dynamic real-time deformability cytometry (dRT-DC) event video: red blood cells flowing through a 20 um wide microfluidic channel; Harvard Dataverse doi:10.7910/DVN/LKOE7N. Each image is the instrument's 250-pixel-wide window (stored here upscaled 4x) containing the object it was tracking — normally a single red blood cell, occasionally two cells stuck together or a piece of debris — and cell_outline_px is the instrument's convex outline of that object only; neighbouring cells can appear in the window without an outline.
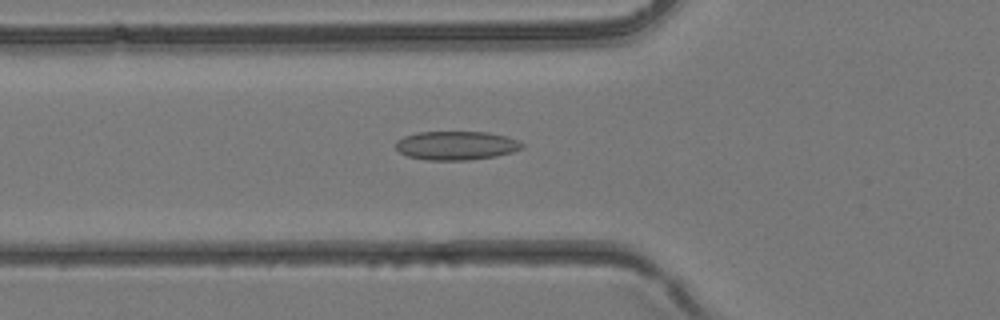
{"species": "common noctule bat (a hibernating species)", "species_latin": "Nyctalus noctula", "temperature_condition": "room temperature", "stored_images_in_passage": 40, "camera_frame_rate_fps": 3000, "um_per_image_px": 0.085, "animal": {"sex": "female", "body_mass_g": 24.6, "forearm_length_mm": 56.2}, "frame": {"image": 1, "passage_image": 14, "time_ms": 4.333, "image_size_px": [1000, 320], "cell_outline_px": [[524, 148], [512, 152], [496, 156], [468, 160], [428, 160], [408, 156], [400, 152], [396, 148], [396, 140], [404, 136], [416, 132], [488, 132], [520, 140], [524, 144]], "centroid_in_image_um": [38.8, 12.36], "position_along_channel_um": 87.0, "area_um2": 21.27}}
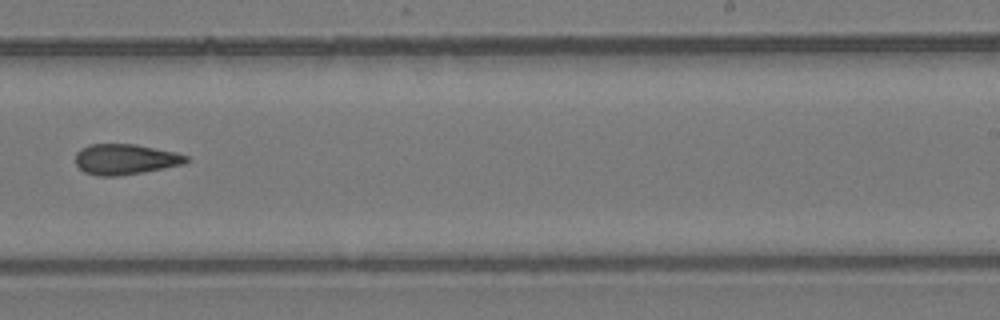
{"frame": {"image": 2, "passage_image": 25, "time_ms": 8.0, "image_size_px": [1000, 320], "cell_outline_px": [[192, 160], [184, 164], [144, 172], [116, 176], [96, 176], [84, 172], [76, 164], [76, 152], [80, 148], [88, 144], [136, 144], [176, 152], [188, 156]], "centroid_in_image_um": [10.67, 13.53], "position_along_channel_um": 278.3, "area_um2": 19.94}}
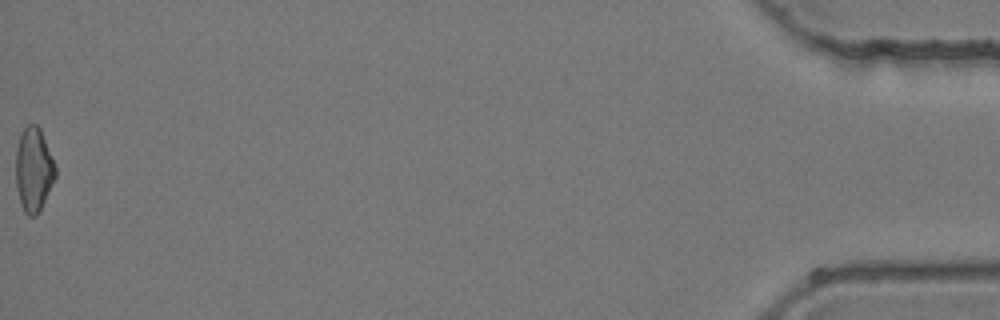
{"frame": {"image": 3, "passage_image": 40, "time_ms": 13.0, "image_size_px": [1000, 320], "cell_outline_px": [[56, 176], [36, 216], [28, 216], [24, 212], [16, 188], [16, 148], [20, 136], [24, 128], [28, 124], [36, 124], [40, 128], [56, 168]], "centroid_in_image_um": [2.84, 14.4], "position_along_channel_um": 432.4, "area_um2": 19.07}}